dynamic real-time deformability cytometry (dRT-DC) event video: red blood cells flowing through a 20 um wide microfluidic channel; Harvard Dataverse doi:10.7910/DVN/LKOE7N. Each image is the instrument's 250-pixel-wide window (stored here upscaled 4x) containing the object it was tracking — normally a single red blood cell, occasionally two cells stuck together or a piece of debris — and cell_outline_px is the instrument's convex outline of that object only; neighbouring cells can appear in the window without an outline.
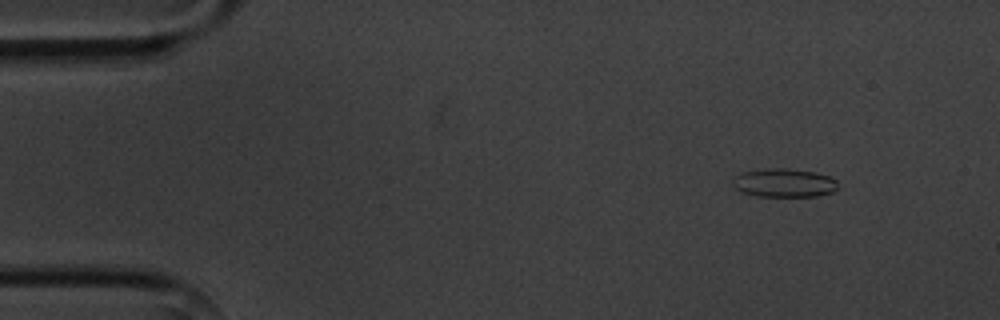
{"species": "common noctule bat (a hibernating species)", "species_latin": "Nyctalus noctula", "temperature_condition": "cold", "stored_images_in_passage": 5, "camera_frame_rate_fps": 3000, "um_per_image_px": 0.085, "animal": {"sex": "male", "body_mass_g": 20.1, "forearm_length_mm": 53.5}, "frame": {"image": 1, "passage_image": 1, "time_ms": 0.0, "image_size_px": [1000, 320], "cell_outline_px": [[836, 188], [832, 192], [816, 196], [756, 196], [740, 192], [732, 184], [732, 180], [736, 176], [744, 172], [764, 168], [784, 168], [816, 172], [828, 176], [836, 180]], "centroid_in_image_um": [66.61, 15.54], "position_along_channel_um": 18.4, "area_um2": 17.46}}
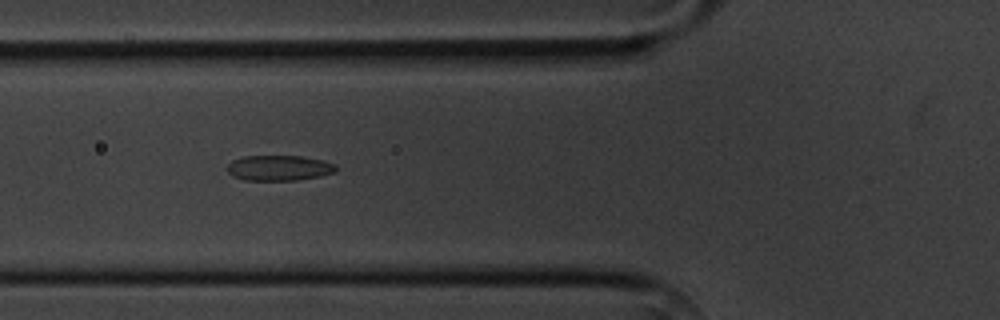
{"frame": {"image": 2, "passage_image": 5, "time_ms": 4.667, "image_size_px": [1000, 320], "cell_outline_px": [[336, 172], [320, 176], [296, 180], [244, 180], [232, 176], [228, 172], [228, 164], [232, 160], [244, 156], [300, 156], [324, 160], [336, 164]], "centroid_in_image_um": [23.73, 14.27], "position_along_channel_um": 102.1, "area_um2": 16.13}}